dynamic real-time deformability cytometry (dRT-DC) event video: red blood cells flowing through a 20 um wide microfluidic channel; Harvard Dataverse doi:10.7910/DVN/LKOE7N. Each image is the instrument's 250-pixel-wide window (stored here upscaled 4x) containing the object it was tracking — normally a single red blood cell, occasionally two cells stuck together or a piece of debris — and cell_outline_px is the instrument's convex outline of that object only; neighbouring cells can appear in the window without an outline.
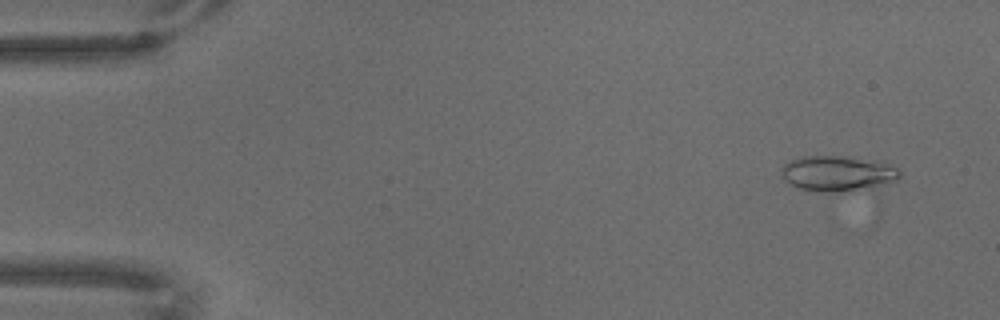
{"species": "common noctule bat (a hibernating species)", "species_latin": "Nyctalus noctula", "temperature_condition": "warm", "stored_images_in_passage": 15, "camera_frame_rate_fps": 3000, "um_per_image_px": 0.085, "animal": {"sex": "male", "body_mass_g": 18.8}, "frame": {"image": 1, "passage_image": 5, "time_ms": 1.333, "image_size_px": [1000, 320], "cell_outline_px": [[900, 176], [896, 180], [872, 188], [844, 192], [804, 192], [796, 188], [784, 180], [784, 164], [792, 160], [804, 156], [840, 156], [884, 164], [900, 168]], "centroid_in_image_um": [71.16, 14.79], "position_along_channel_um": 13.8, "area_um2": 24.22}}